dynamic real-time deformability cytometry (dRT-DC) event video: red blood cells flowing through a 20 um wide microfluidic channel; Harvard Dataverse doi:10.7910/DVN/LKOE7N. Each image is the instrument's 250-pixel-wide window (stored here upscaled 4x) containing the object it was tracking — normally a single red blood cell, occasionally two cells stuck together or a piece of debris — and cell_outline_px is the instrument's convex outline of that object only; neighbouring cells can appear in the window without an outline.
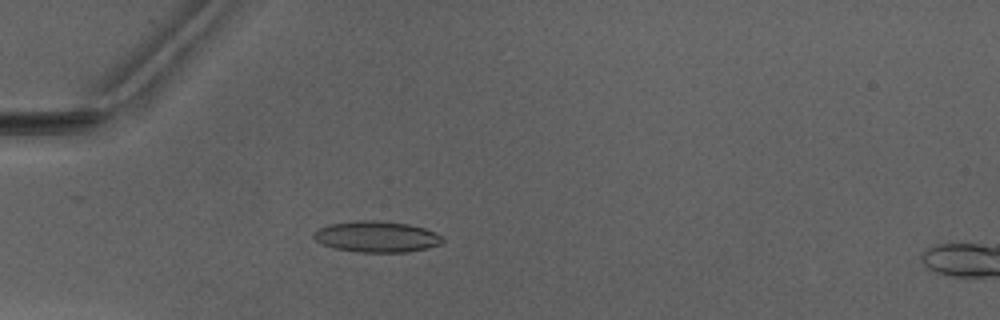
{"species": "Egyptian fruit bat (a non-hibernating species)", "species_latin": "Rousettus aegyptiacus", "temperature_condition": "warm", "stored_images_in_passage": 5, "camera_frame_rate_fps": 3000, "um_per_image_px": 0.085, "animal": {"sex": "male"}, "frame": {"image": 1, "passage_image": 4, "time_ms": 3.667, "image_size_px": [1000, 320], "cell_outline_px": [[444, 240], [440, 244], [424, 248], [404, 252], [356, 252], [336, 248], [324, 244], [316, 240], [312, 236], [312, 232], [320, 228], [332, 224], [356, 220], [380, 220], [408, 224], [424, 228], [436, 232]], "centroid_in_image_um": [32.0, 20.11], "position_along_channel_um": 53.0, "area_um2": 23.12}}